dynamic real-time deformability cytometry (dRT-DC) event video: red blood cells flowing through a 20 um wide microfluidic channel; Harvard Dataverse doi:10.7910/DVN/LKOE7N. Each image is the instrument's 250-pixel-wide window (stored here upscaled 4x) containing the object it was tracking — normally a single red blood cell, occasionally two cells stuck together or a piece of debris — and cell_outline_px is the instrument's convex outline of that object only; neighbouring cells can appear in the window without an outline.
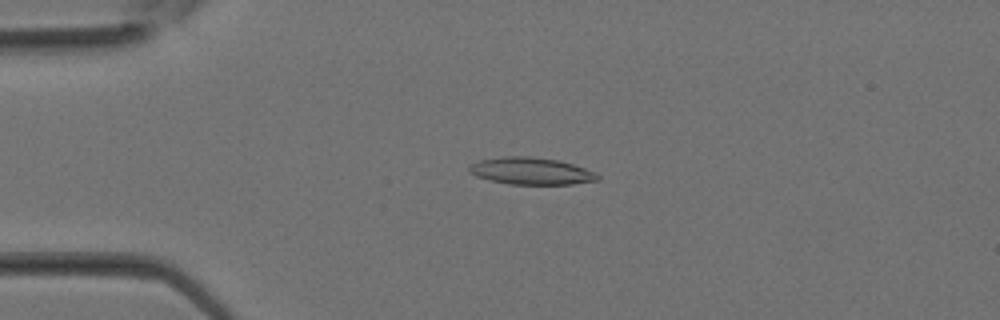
{"species": "Egyptian fruit bat (a non-hibernating species)", "species_latin": "Rousettus aegyptiacus", "temperature_condition": "room temperature", "stored_images_in_passage": 15, "camera_frame_rate_fps": 3000, "um_per_image_px": 0.085, "animal": {"sex": "female"}, "frame": {"image": 1, "passage_image": 3, "time_ms": 0.667, "image_size_px": [1000, 320], "cell_outline_px": [[600, 180], [572, 184], [508, 184], [476, 176], [468, 172], [468, 168], [472, 164], [480, 160], [504, 156], [532, 156], [556, 160], [572, 164], [596, 172], [600, 176]], "centroid_in_image_um": [45.16, 14.54], "position_along_channel_um": 39.8, "area_um2": 20.17}}
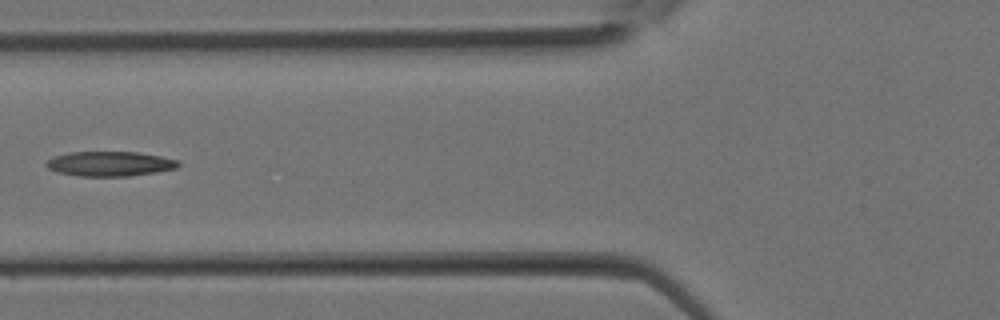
{"frame": {"image": 2, "passage_image": 8, "time_ms": 2.333, "image_size_px": [1000, 320], "cell_outline_px": [[180, 164], [176, 168], [156, 172], [128, 176], [80, 176], [56, 172], [48, 168], [44, 164], [48, 160], [56, 156], [68, 152], [136, 152], [160, 156], [176, 160]], "centroid_in_image_um": [9.31, 13.92], "position_along_channel_um": 116.5, "area_um2": 18.9}}
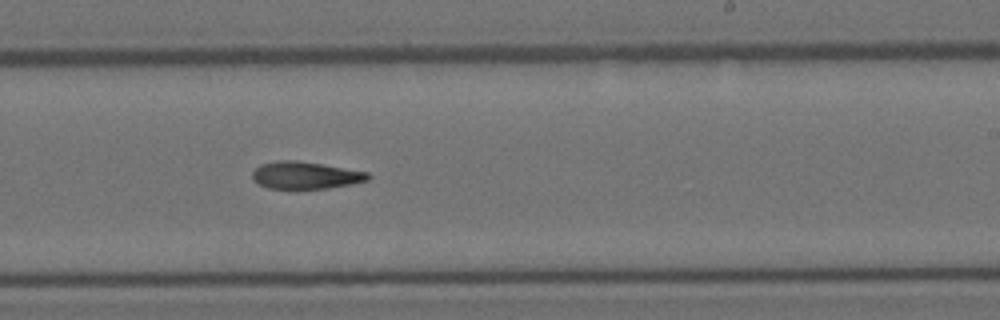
{"frame": {"image": 3, "passage_image": 15, "time_ms": 4.667, "image_size_px": [1000, 320], "cell_outline_px": [[372, 176], [368, 180], [352, 184], [328, 188], [268, 188], [252, 180], [252, 172], [260, 164], [276, 160], [296, 160], [368, 172]], "centroid_in_image_um": [25.95, 14.89], "position_along_channel_um": 263.1, "area_um2": 18.26}}